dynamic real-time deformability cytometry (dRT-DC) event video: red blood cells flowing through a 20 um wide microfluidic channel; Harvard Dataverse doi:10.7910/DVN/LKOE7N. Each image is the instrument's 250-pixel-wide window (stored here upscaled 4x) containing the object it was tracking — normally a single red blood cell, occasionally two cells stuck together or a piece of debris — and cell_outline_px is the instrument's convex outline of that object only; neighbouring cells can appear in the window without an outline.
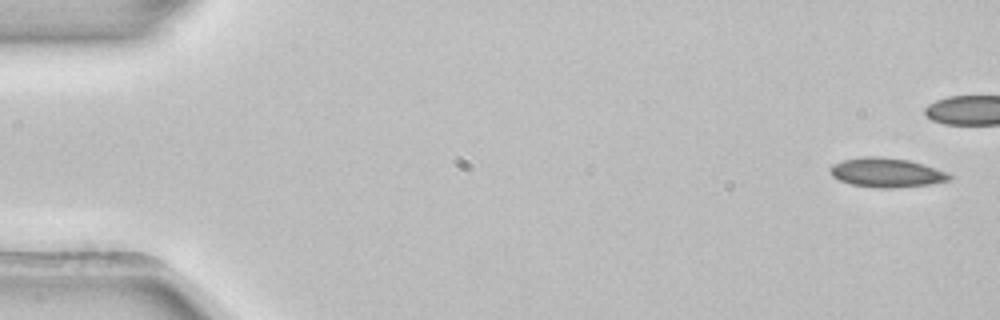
{"species": "common noctule bat (a hibernating species)", "species_latin": "Nyctalus noctula", "temperature_condition": "room temperature", "stored_images_in_passage": 5, "camera_frame_rate_fps": 3000, "um_per_image_px": 0.085, "animal": {"sex": "female", "body_mass_g": 22.7, "forearm_length_mm": 54.2}, "frame": {"image": 1, "passage_image": 1, "time_ms": 0.0, "image_size_px": [1000, 320], "cell_outline_px": [[952, 176], [948, 180], [928, 184], [892, 188], [880, 188], [852, 184], [840, 180], [832, 176], [828, 172], [828, 168], [832, 164], [844, 160], [864, 156], [880, 156], [908, 160], [924, 164], [948, 172]], "centroid_in_image_um": [75.32, 14.66], "position_along_channel_um": 9.7, "area_um2": 20.29}}